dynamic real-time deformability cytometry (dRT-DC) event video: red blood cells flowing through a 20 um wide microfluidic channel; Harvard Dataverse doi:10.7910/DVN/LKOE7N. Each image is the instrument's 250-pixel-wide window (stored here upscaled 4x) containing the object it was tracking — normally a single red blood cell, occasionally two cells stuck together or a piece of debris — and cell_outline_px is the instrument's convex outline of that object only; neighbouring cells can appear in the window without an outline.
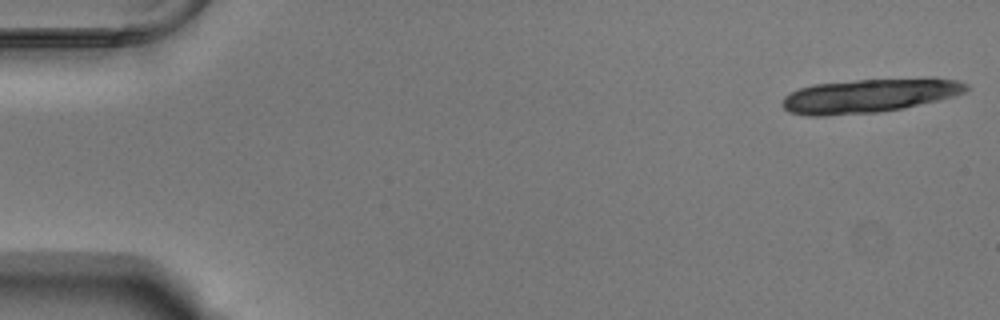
{"species": "Egyptian fruit bat (a non-hibernating species)", "species_latin": "Rousettus aegyptiacus", "temperature_condition": "warm", "stored_images_in_passage": 17, "camera_frame_rate_fps": 3000, "um_per_image_px": 0.085, "animal": {"sex": "male"}, "frame": {"image": 1, "passage_image": 1, "time_ms": 0.0, "image_size_px": [1000, 320], "cell_outline_px": [[968, 88], [964, 92], [952, 96], [904, 108], [880, 112], [824, 116], [808, 116], [788, 112], [784, 108], [784, 96], [800, 88], [812, 84], [856, 80], [928, 76], [932, 76], [956, 80], [968, 84]], "centroid_in_image_um": [73.92, 8.11], "position_along_channel_um": 11.1, "area_um2": 36.82}}